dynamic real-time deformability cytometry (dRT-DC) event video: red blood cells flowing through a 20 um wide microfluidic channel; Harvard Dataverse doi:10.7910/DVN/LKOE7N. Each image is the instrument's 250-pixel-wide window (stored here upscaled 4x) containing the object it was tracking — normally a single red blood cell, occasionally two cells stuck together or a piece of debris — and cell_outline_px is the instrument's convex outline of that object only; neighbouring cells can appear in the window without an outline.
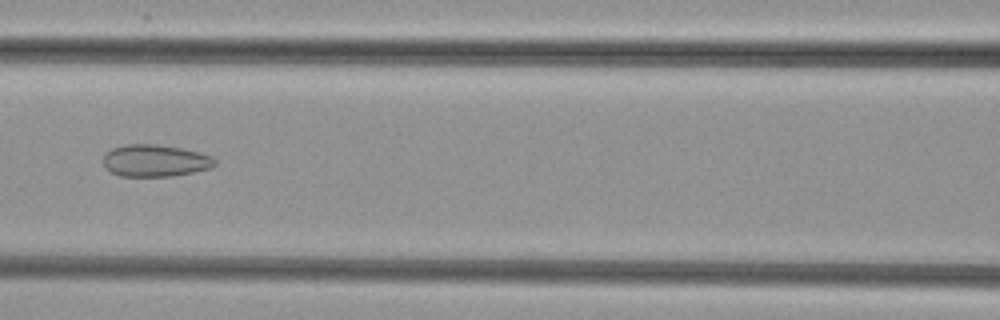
{"species": "common noctule bat (a hibernating species)", "species_latin": "Nyctalus noctula", "temperature_condition": "cold", "stored_images_in_passage": 52, "camera_frame_rate_fps": 3000, "um_per_image_px": 0.085, "animal": {"sex": "female", "body_mass_g": 29.2, "forearm_length_mm": 56.3}, "frame": {"image": 1, "passage_image": 24, "time_ms": 7.667, "image_size_px": [1000, 320], "cell_outline_px": [[216, 164], [212, 168], [172, 176], [120, 176], [104, 168], [104, 156], [112, 148], [124, 144], [156, 144], [180, 148], [200, 152], [212, 156], [216, 160]], "centroid_in_image_um": [13.2, 13.65], "position_along_channel_um": 153.4, "area_um2": 20.87}}
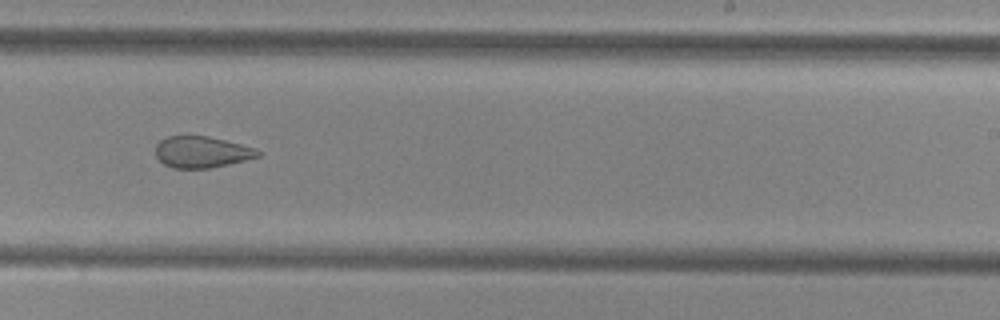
{"frame": {"image": 2, "passage_image": 33, "time_ms": 10.667, "image_size_px": [1000, 320], "cell_outline_px": [[260, 156], [244, 160], [208, 168], [172, 168], [164, 164], [156, 156], [156, 144], [160, 140], [168, 136], [208, 136], [256, 148], [260, 152]], "centroid_in_image_um": [17.12, 12.92], "position_along_channel_um": 271.9, "area_um2": 18.5}}
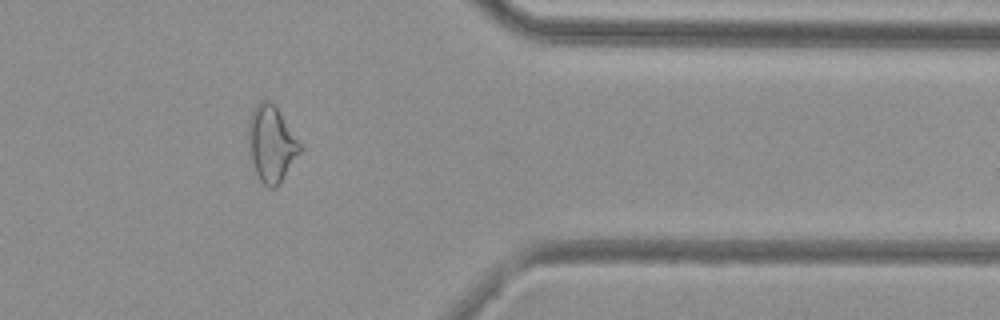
{"frame": {"image": 3, "passage_image": 43, "time_ms": 14.0, "image_size_px": [1000, 320], "cell_outline_px": [[300, 152], [280, 184], [276, 188], [268, 188], [260, 180], [252, 164], [248, 144], [248, 120], [252, 108], [260, 100], [268, 100], [276, 108], [300, 144]], "centroid_in_image_um": [23.02, 12.25], "position_along_channel_um": 388.4, "area_um2": 22.6}}